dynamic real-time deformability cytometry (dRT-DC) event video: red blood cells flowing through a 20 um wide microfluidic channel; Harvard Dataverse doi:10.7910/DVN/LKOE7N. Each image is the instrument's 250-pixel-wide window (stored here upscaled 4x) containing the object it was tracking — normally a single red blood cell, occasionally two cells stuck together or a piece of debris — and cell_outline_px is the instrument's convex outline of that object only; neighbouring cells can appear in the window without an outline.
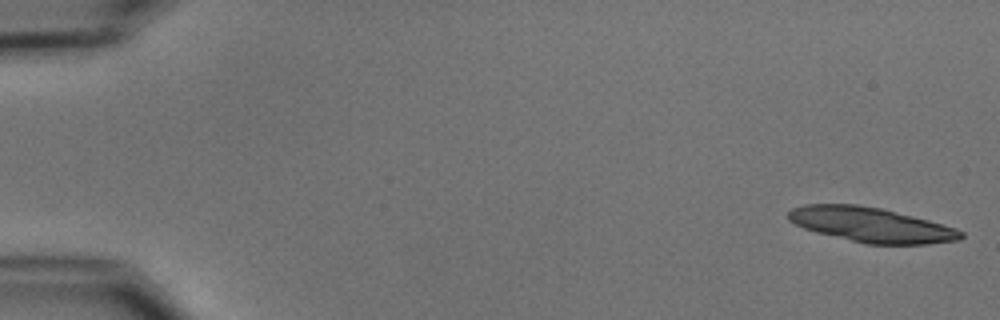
{"species": "common noctule bat (a hibernating species)", "species_latin": "Nyctalus noctula", "temperature_condition": "cold", "stored_images_in_passage": 16, "camera_frame_rate_fps": 3000, "um_per_image_px": 0.085, "animal": {"sex": "male", "body_mass_g": 15.6}, "frame": {"image": 1, "passage_image": 1, "time_ms": 0.0, "image_size_px": [1000, 320], "cell_outline_px": [[964, 236], [960, 240], [928, 244], [868, 244], [816, 232], [804, 228], [788, 220], [788, 212], [792, 208], [804, 204], [856, 204], [880, 208], [928, 220], [956, 228], [964, 232]], "centroid_in_image_um": [74.05, 19.11], "position_along_channel_um": 10.9, "area_um2": 34.74}}